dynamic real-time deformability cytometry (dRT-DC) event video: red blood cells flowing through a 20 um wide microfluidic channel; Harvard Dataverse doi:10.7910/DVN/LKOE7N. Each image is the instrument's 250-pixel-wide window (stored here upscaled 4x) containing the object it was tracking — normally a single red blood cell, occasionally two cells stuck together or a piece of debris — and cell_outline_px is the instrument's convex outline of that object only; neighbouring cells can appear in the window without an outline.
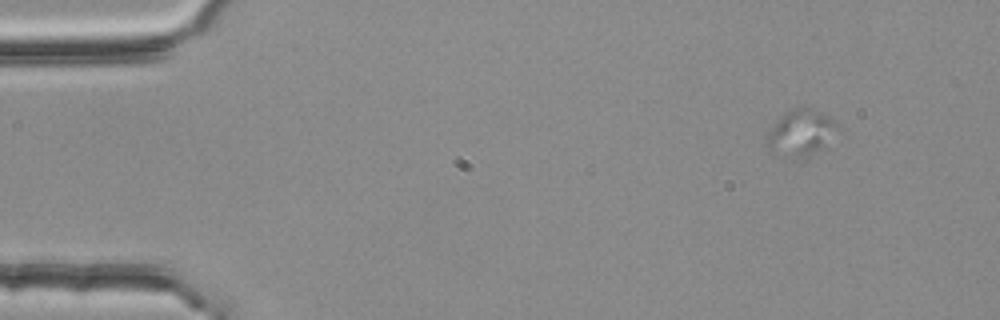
{"species": "common noctule bat (a hibernating species)", "species_latin": "Nyctalus noctula", "temperature_condition": "room temperature", "stored_images_in_passage": 3, "camera_frame_rate_fps": 3000, "um_per_image_px": 0.085, "animal": {"sex": "female", "body_mass_g": 25.1}, "frame": {"image": 1, "passage_image": 2, "time_ms": 0.333, "image_size_px": [1000, 320], "cell_outline_px": [[832, 124], [820, 148], [812, 152], [796, 156], [768, 144], [764, 136], [788, 112], [796, 108], [808, 108], [820, 112]], "centroid_in_image_um": [67.95, 11.2], "position_along_channel_um": 17.0, "area_um2": 15.66}}